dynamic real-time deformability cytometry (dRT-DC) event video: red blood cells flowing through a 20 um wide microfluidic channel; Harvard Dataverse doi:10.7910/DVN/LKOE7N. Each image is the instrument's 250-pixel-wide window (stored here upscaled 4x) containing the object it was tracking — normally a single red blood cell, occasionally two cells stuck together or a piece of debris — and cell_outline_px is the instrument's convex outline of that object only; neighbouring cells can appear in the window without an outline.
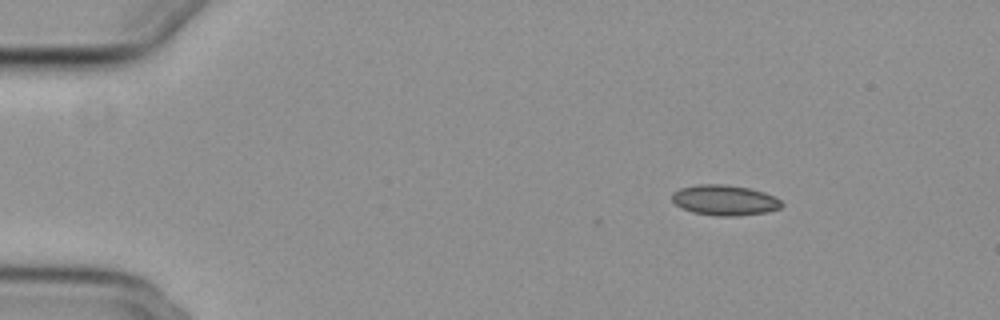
{"species": "common noctule bat (a hibernating species)", "species_latin": "Nyctalus noctula", "temperature_condition": "cold", "stored_images_in_passage": 48, "camera_frame_rate_fps": 3000, "um_per_image_px": 0.085, "animal": {"sex": "female", "body_mass_g": 29.2, "forearm_length_mm": 56.3}, "frame": {"image": 1, "passage_image": 1, "time_ms": 0.0, "image_size_px": [1000, 320], "cell_outline_px": [[784, 204], [780, 208], [768, 212], [736, 216], [720, 216], [692, 212], [676, 204], [672, 200], [672, 192], [680, 188], [700, 184], [724, 184], [748, 188], [764, 192], [776, 196]], "centroid_in_image_um": [61.63, 17.01], "position_along_channel_um": 23.4, "area_um2": 19.42}}
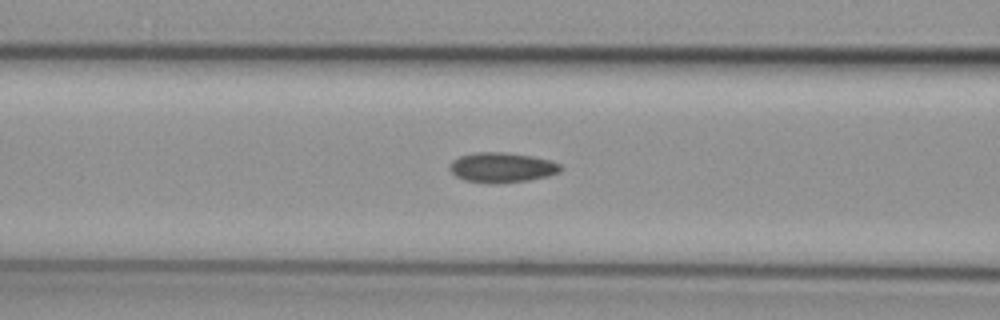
{"frame": {"image": 2, "passage_image": 16, "time_ms": 5.0, "image_size_px": [1000, 320], "cell_outline_px": [[564, 168], [560, 172], [548, 176], [528, 180], [496, 184], [464, 180], [456, 176], [448, 168], [452, 160], [460, 156], [472, 152], [500, 152], [532, 156], [548, 160], [560, 164]], "centroid_in_image_um": [42.65, 14.24], "position_along_channel_um": 123.9, "area_um2": 19.42}}
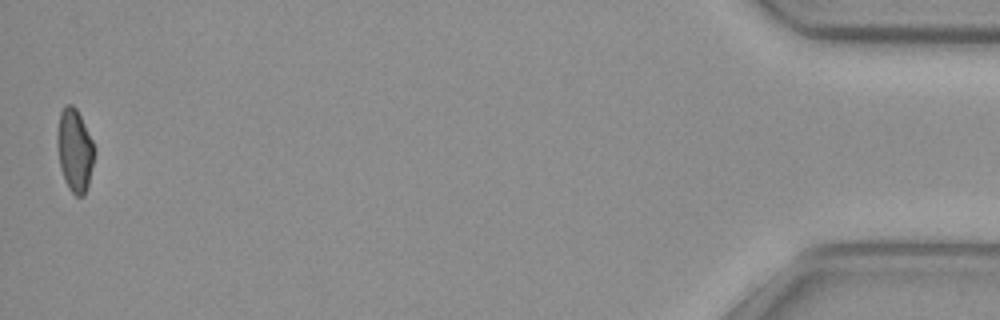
{"frame": {"image": 3, "passage_image": 48, "time_ms": 15.667, "image_size_px": [1000, 320], "cell_outline_px": [[96, 148], [88, 184], [84, 196], [76, 196], [68, 188], [64, 180], [60, 168], [56, 144], [56, 132], [60, 112], [64, 104], [72, 104], [76, 108]], "centroid_in_image_um": [6.32, 12.76], "position_along_channel_um": 428.9, "area_um2": 18.15}, "authors_computed_cell_mechanics": {"area_um2": 18.6405, "velocity_mm_per_s": 3.7381, "shape_relaxation_time_tau1_ms": 10.4686, "shape_relaxation_time_tau2_ms": 5.1742, "deformation_change_tau1": 0.1549, "deformation_change_tau2": 0.0894}}